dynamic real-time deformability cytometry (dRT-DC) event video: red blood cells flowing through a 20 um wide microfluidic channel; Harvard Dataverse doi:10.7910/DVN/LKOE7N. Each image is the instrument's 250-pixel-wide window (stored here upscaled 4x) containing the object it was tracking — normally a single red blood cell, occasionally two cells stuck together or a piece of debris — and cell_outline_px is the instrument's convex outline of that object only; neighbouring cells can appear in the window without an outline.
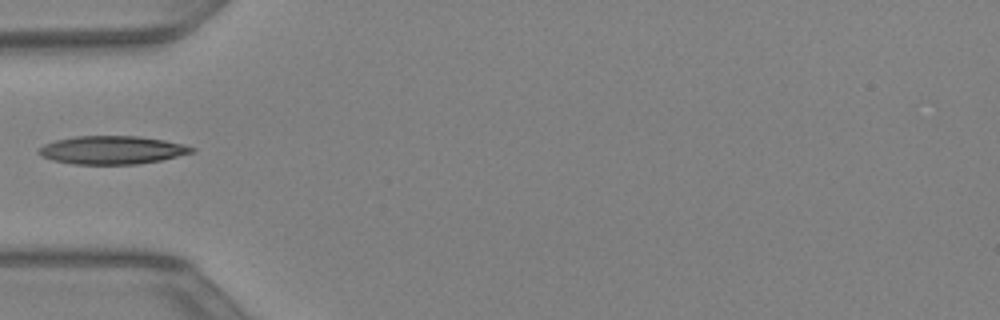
{"species": "Egyptian fruit bat (a non-hibernating species)", "species_latin": "Rousettus aegyptiacus", "temperature_condition": "warm", "stored_images_in_passage": 26, "camera_frame_rate_fps": 3000, "um_per_image_px": 0.085, "animal": {"sex": "female"}, "frame": {"image": 1, "passage_image": 1, "time_ms": 0.0, "image_size_px": [1000, 320], "cell_outline_px": [[196, 148], [192, 152], [160, 160], [136, 164], [72, 164], [52, 160], [40, 156], [36, 152], [44, 144], [56, 140], [76, 136], [136, 136], [164, 140], [184, 144]], "centroid_in_image_um": [9.48, 12.75], "position_along_channel_um": 75.5, "area_um2": 25.03}}
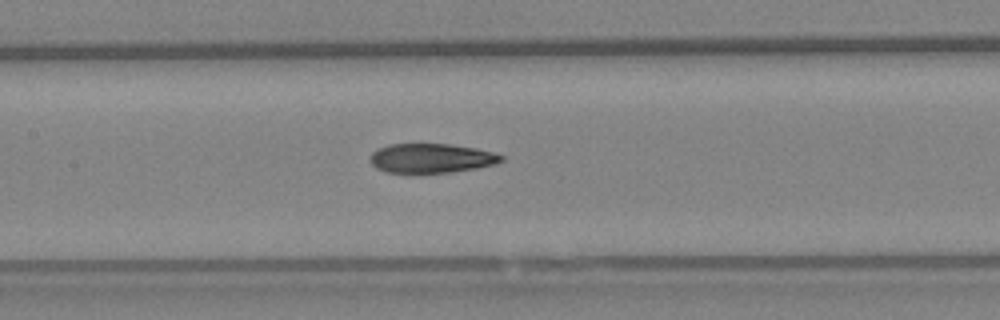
{"frame": {"image": 2, "passage_image": 7, "time_ms": 2.0, "image_size_px": [1000, 320], "cell_outline_px": [[504, 160], [496, 164], [476, 168], [452, 172], [388, 172], [376, 168], [372, 164], [372, 152], [376, 148], [388, 144], [448, 144], [476, 148], [492, 152], [504, 156]], "centroid_in_image_um": [36.68, 13.44], "position_along_channel_um": 170.7, "area_um2": 22.25}}
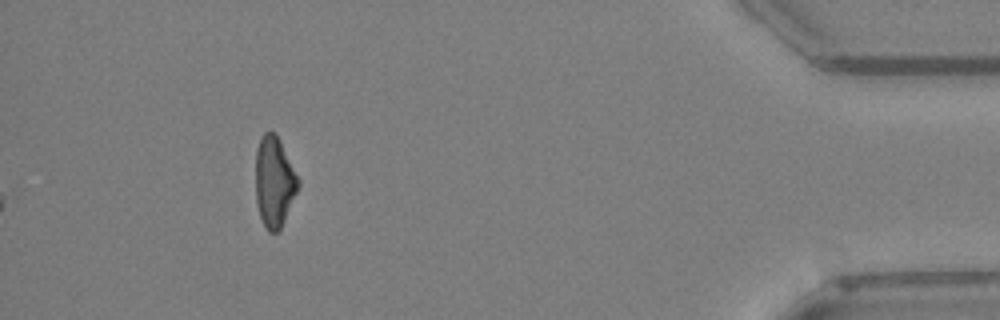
{"frame": {"image": 3, "passage_image": 26, "time_ms": 8.333, "image_size_px": [1000, 320], "cell_outline_px": [[300, 184], [284, 220], [280, 228], [276, 232], [268, 232], [260, 220], [256, 200], [256, 148], [260, 136], [264, 132], [276, 132], [300, 180]], "centroid_in_image_um": [23.3, 15.43], "position_along_channel_um": 411.9, "area_um2": 22.54}}